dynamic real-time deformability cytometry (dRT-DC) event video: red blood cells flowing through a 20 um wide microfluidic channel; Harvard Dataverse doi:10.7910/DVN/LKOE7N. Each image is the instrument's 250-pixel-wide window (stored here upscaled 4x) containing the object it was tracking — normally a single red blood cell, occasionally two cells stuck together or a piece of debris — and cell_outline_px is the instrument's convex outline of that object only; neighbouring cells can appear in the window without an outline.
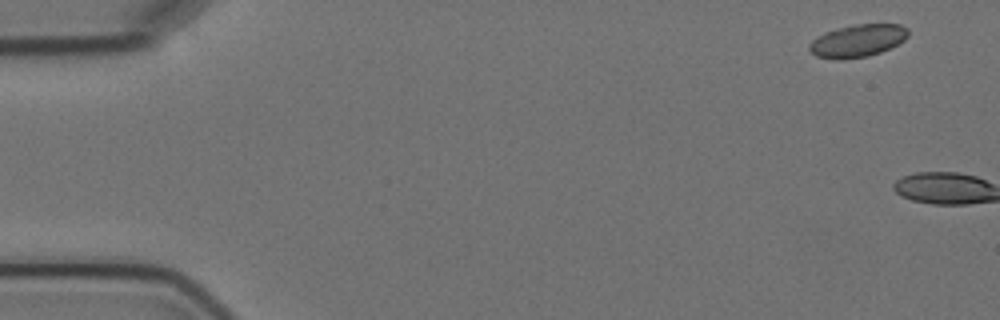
{"species": "Egyptian fruit bat (a non-hibernating species)", "species_latin": "Rousettus aegyptiacus", "temperature_condition": "cold", "stored_images_in_passage": 5, "camera_frame_rate_fps": 3000, "um_per_image_px": 0.085, "animal": {"sex": "female"}, "frame": {"image": 1, "passage_image": 1, "time_ms": 0.0, "image_size_px": [1000, 320], "cell_outline_px": [[908, 36], [904, 40], [880, 52], [868, 56], [840, 60], [836, 60], [816, 56], [808, 48], [808, 44], [816, 36], [824, 32], [836, 28], [852, 24], [900, 24], [908, 28]], "centroid_in_image_um": [72.86, 3.45], "position_along_channel_um": 12.1, "area_um2": 18.9}}